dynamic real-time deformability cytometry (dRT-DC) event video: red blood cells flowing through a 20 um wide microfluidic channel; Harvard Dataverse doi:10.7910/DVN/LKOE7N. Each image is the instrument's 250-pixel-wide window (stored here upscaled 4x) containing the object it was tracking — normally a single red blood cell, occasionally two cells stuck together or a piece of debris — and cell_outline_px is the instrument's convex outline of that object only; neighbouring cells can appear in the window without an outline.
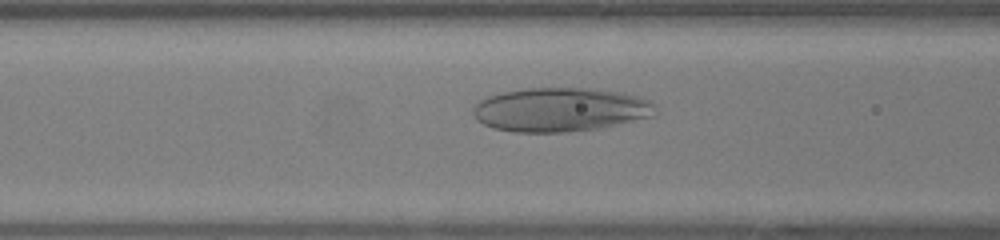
{"species": "human", "species_latin": "Homo sapiens", "temperature_condition": "warm", "stored_images_in_passage": 36, "camera_frame_rate_fps": 3000, "um_per_image_px": 0.085, "donor": {"sex": "female"}, "frame": {"image": 1, "passage_image": 10, "time_ms": 3.0, "image_size_px": [1000, 240], "cell_outline_px": [[656, 116], [600, 128], [568, 132], [512, 132], [496, 128], [484, 124], [476, 120], [472, 112], [472, 108], [480, 100], [488, 96], [500, 92], [524, 88], [592, 88], [624, 92], [648, 100], [656, 104]], "centroid_in_image_um": [47.65, 9.31], "position_along_channel_um": 119.0, "area_um2": 47.16}}
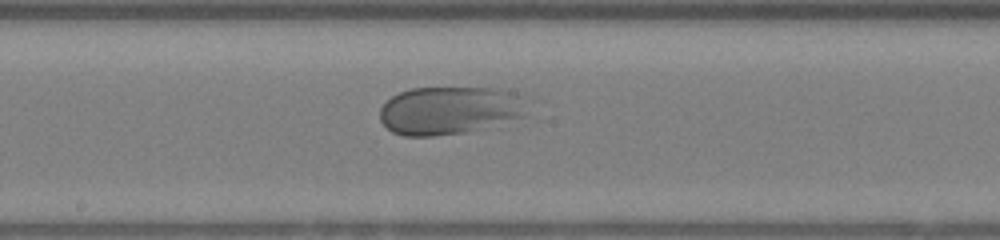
{"frame": {"image": 2, "passage_image": 17, "time_ms": 5.333, "image_size_px": [1000, 240], "cell_outline_px": [[524, 116], [508, 128], [432, 136], [404, 136], [392, 132], [380, 120], [380, 108], [392, 96], [400, 92], [412, 88], [500, 88], [524, 96]], "centroid_in_image_um": [38.34, 9.43], "position_along_channel_um": 209.9, "area_um2": 42.66}}
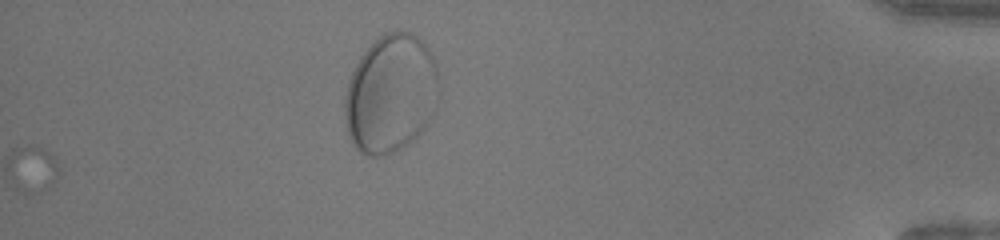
{"frame": {"image": 3, "passage_image": 36, "time_ms": 11.667, "image_size_px": [1000, 240], "cell_outline_px": [[436, 80], [432, 116], [428, 124], [404, 148], [384, 156], [368, 156], [360, 152], [356, 148], [348, 132], [344, 120], [344, 96], [348, 80], [360, 56], [384, 32], [408, 32], [424, 40], [436, 64]], "centroid_in_image_um": [33.16, 7.99], "position_along_channel_um": 402.0, "area_um2": 64.56}}